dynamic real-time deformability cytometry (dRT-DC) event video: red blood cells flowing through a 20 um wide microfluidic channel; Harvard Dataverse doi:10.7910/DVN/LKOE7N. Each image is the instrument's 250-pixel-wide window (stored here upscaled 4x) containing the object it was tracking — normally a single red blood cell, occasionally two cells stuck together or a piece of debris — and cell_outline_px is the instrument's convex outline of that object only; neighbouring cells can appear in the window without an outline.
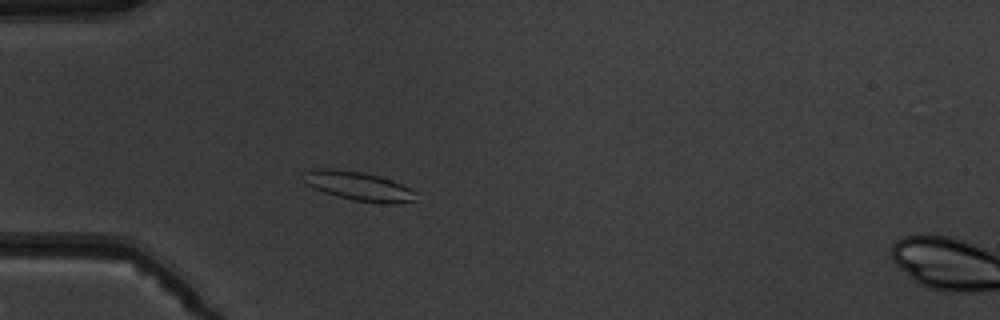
{"species": "common noctule bat (a hibernating species)", "species_latin": "Nyctalus noctula", "temperature_condition": "warm", "stored_images_in_passage": 4, "camera_frame_rate_fps": 3000, "um_per_image_px": 0.085, "animal": {"sex": "male", "body_mass_g": 19.5, "forearm_length_mm": 54.6}, "frame": {"image": 1, "passage_image": 3, "time_ms": 2.333, "image_size_px": [1000, 320], "cell_outline_px": [[416, 200], [400, 204], [384, 204], [352, 200], [336, 196], [324, 192], [308, 184], [300, 172], [312, 168], [328, 168], [364, 172], [392, 180], [416, 192]], "centroid_in_image_um": [30.47, 15.82], "position_along_channel_um": 54.5, "area_um2": 19.13}}